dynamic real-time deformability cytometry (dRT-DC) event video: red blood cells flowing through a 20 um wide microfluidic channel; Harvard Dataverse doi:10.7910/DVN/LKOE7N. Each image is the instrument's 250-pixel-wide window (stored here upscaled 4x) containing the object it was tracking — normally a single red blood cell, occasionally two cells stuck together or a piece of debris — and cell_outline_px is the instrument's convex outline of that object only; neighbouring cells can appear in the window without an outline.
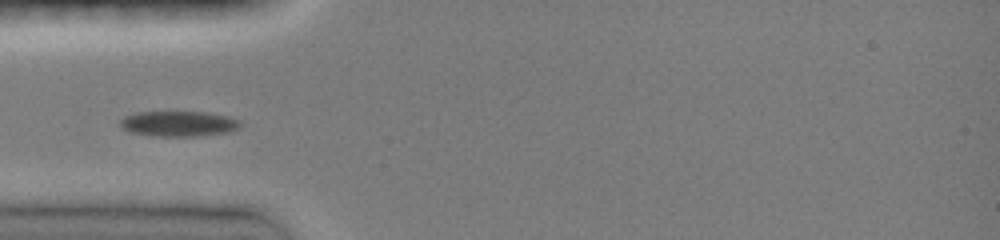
{"species": "common noctule bat (a hibernating species)", "species_latin": "Nyctalus noctula", "temperature_condition": "room temperature", "stored_images_in_passage": 9, "camera_frame_rate_fps": 3000, "um_per_image_px": 0.085, "animal": {"sex": "female", "body_mass_g": 19.0, "forearm_length_mm": 51.5}, "frame": {"image": 1, "passage_image": 7, "time_ms": 4.667, "image_size_px": [1000, 240], "cell_outline_px": [[240, 128], [232, 132], [196, 136], [156, 136], [128, 132], [120, 124], [120, 120], [124, 116], [136, 112], [204, 112], [228, 116], [240, 120]], "centroid_in_image_um": [15.2, 10.52], "position_along_channel_um": 69.8, "area_um2": 17.86}}